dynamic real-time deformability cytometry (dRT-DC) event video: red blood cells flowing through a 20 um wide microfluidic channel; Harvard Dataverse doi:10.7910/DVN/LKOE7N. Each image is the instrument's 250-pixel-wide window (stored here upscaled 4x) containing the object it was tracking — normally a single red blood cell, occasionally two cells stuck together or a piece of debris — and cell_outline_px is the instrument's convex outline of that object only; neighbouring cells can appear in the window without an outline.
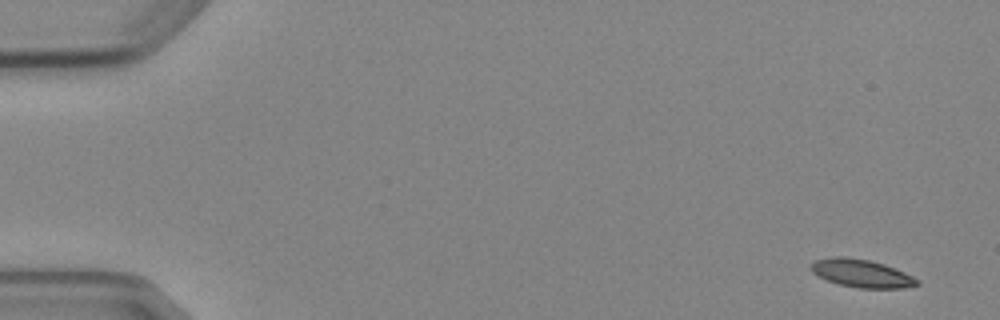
{"species": "Egyptian fruit bat (a non-hibernating species)", "species_latin": "Rousettus aegyptiacus", "temperature_condition": "cold", "stored_images_in_passage": 4, "camera_frame_rate_fps": 3000, "um_per_image_px": 0.085, "animal": {"sex": "female"}, "frame": {"image": 1, "passage_image": 1, "time_ms": 0.0, "image_size_px": [1000, 320], "cell_outline_px": [[920, 284], [904, 288], [860, 288], [840, 284], [828, 280], [812, 272], [812, 264], [816, 260], [836, 256], [844, 256], [868, 260], [884, 264], [904, 272], [920, 280]], "centroid_in_image_um": [73.28, 23.24], "position_along_channel_um": 11.7, "area_um2": 16.99}}
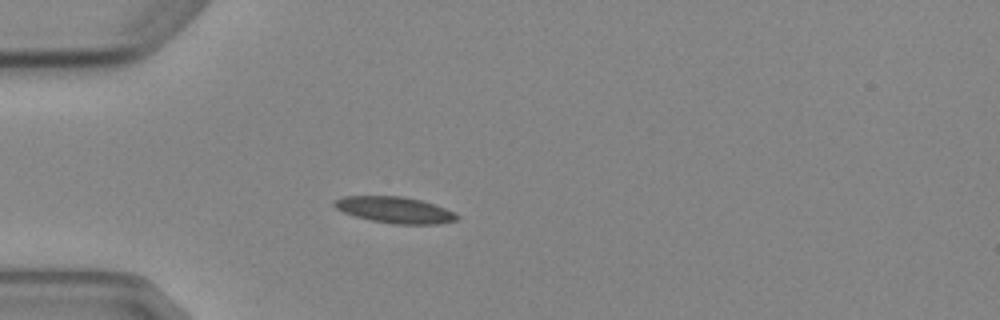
{"frame": {"image": 2, "passage_image": 4, "time_ms": 4.333, "image_size_px": [1000, 320], "cell_outline_px": [[460, 216], [456, 220], [436, 224], [392, 224], [372, 220], [356, 216], [344, 212], [336, 208], [332, 204], [336, 200], [344, 196], [400, 196], [420, 200], [456, 212]], "centroid_in_image_um": [33.57, 17.84], "position_along_channel_um": 51.4, "area_um2": 18.55}}